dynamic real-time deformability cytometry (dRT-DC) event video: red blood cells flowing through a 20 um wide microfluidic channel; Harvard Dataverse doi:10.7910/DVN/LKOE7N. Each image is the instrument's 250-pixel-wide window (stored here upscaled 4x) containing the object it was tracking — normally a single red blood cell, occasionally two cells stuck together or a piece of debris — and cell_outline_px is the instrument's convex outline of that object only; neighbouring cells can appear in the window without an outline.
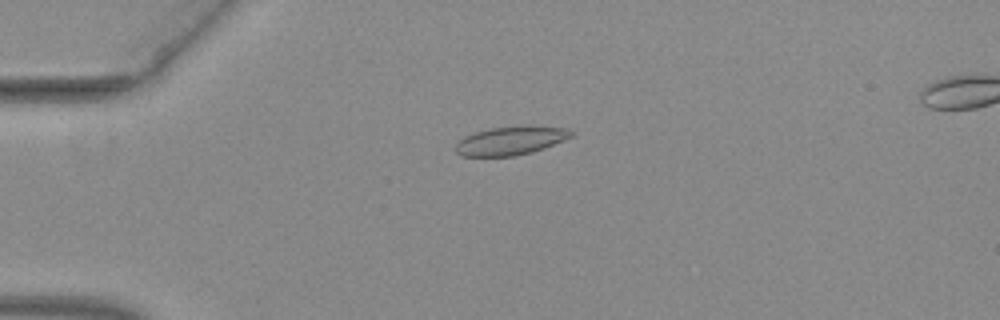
{"species": "common noctule bat (a hibernating species)", "species_latin": "Nyctalus noctula", "temperature_condition": "warm", "stored_images_in_passage": 35, "camera_frame_rate_fps": 3000, "um_per_image_px": 0.085, "animal": {"sex": "female", "body_mass_g": 29.2, "forearm_length_mm": 56.3}, "frame": {"image": 1, "passage_image": 15, "time_ms": 4.667, "image_size_px": [1000, 320], "cell_outline_px": [[576, 132], [572, 136], [564, 140], [544, 148], [532, 152], [512, 156], [460, 156], [456, 152], [456, 144], [464, 136], [476, 132], [492, 128], [524, 124], [528, 124], [568, 128]], "centroid_in_image_um": [43.47, 11.93], "position_along_channel_um": 41.5, "area_um2": 19.59}}
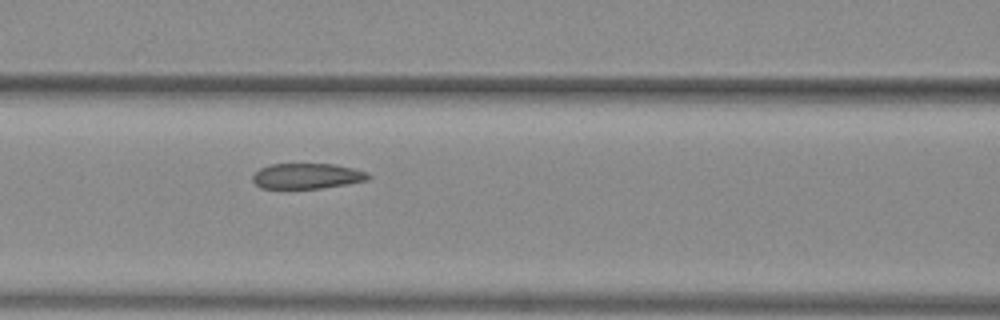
{"frame": {"image": 2, "passage_image": 25, "time_ms": 8.0, "image_size_px": [1000, 320], "cell_outline_px": [[372, 176], [368, 180], [320, 188], [260, 188], [252, 180], [252, 176], [260, 168], [272, 164], [336, 164], [368, 172]], "centroid_in_image_um": [26.11, 14.95], "position_along_channel_um": 140.5, "area_um2": 17.05}}
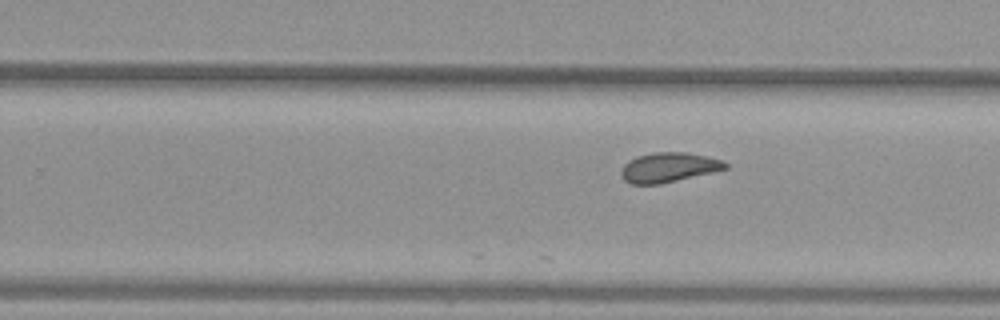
{"frame": {"image": 3, "passage_image": 35, "time_ms": 11.333, "image_size_px": [1000, 320], "cell_outline_px": [[728, 168], [712, 172], [660, 184], [632, 184], [624, 180], [620, 176], [620, 172], [624, 164], [628, 160], [636, 156], [652, 152], [688, 152], [708, 156], [724, 160], [728, 164]], "centroid_in_image_um": [56.83, 14.21], "position_along_channel_um": 273.0, "area_um2": 18.21}}